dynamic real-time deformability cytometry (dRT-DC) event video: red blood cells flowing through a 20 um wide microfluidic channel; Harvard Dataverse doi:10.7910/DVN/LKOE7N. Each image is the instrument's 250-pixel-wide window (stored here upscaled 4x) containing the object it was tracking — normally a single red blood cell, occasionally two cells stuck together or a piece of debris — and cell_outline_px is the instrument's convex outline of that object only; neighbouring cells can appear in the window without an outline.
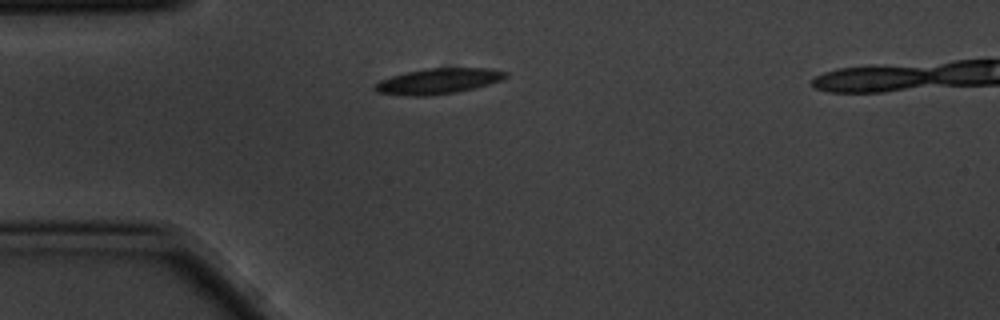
{"species": "common noctule bat (a hibernating species)", "species_latin": "Nyctalus noctula", "temperature_condition": "cold", "stored_images_in_passage": 6, "camera_frame_rate_fps": 3000, "um_per_image_px": 0.085, "animal": {"sex": "male", "body_mass_g": 20.1, "forearm_length_mm": 53.5}, "frame": {"image": 1, "passage_image": 1, "time_ms": 0.0, "image_size_px": [1000, 320], "cell_outline_px": [[508, 76], [500, 80], [476, 88], [456, 92], [424, 96], [408, 96], [376, 92], [372, 88], [372, 84], [380, 80], [404, 72], [424, 68], [488, 68], [508, 72]], "centroid_in_image_um": [37.2, 6.89], "position_along_channel_um": 47.8, "area_um2": 19.65}}